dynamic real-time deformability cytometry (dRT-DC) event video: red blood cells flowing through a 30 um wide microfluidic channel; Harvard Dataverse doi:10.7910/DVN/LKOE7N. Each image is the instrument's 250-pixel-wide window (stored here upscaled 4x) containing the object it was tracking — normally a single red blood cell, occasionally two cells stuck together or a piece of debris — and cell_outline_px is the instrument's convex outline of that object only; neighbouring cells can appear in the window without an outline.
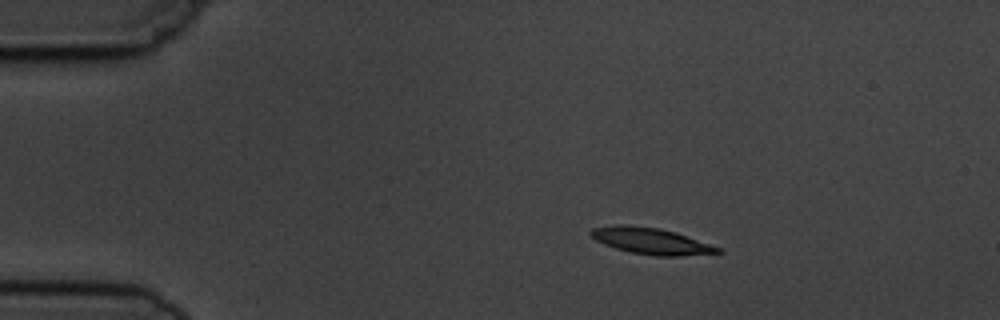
{"species": "common noctule bat (a hibernating species)", "species_latin": "Nyctalus noctula", "temperature_condition": "cold", "stored_images_in_passage": 4, "camera_frame_rate_fps": 3000, "um_per_image_px": 0.085, "animal": {"sex": "male", "body_mass_g": 19.5, "forearm_length_mm": 54.6}, "frame": {"image": 1, "passage_image": 1, "time_ms": 0.0, "image_size_px": [1000, 320], "cell_outline_px": [[724, 252], [680, 256], [656, 256], [632, 252], [616, 248], [604, 244], [596, 240], [588, 232], [592, 228], [616, 224], [628, 224], [660, 228], [676, 232], [720, 248]], "centroid_in_image_um": [55.31, 20.47], "position_along_channel_um": 29.7, "area_um2": 19.42}}
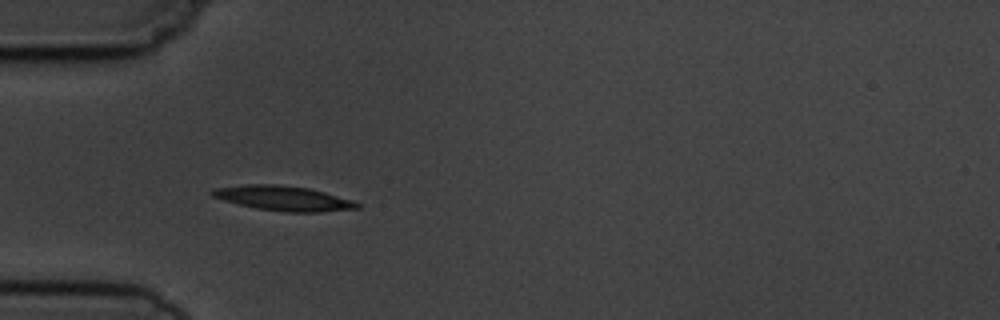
{"frame": {"image": 2, "passage_image": 3, "time_ms": 2.333, "image_size_px": [1000, 320], "cell_outline_px": [[360, 208], [320, 212], [284, 212], [256, 208], [224, 200], [212, 196], [208, 192], [212, 188], [244, 184], [276, 184], [308, 188], [324, 192], [352, 200], [360, 204]], "centroid_in_image_um": [24.05, 16.85], "position_along_channel_um": 60.9, "area_um2": 20.92}}
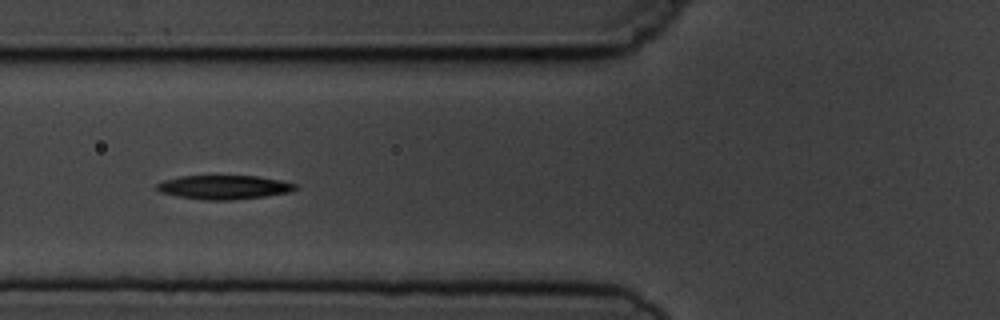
{"frame": {"image": 3, "passage_image": 4, "time_ms": 3.667, "image_size_px": [1000, 320], "cell_outline_px": [[300, 188], [288, 192], [264, 196], [232, 200], [204, 200], [176, 196], [160, 192], [156, 188], [156, 184], [164, 180], [180, 176], [256, 176], [280, 180], [296, 184]], "centroid_in_image_um": [19.02, 15.91], "position_along_channel_um": 106.8, "area_um2": 19.31}}